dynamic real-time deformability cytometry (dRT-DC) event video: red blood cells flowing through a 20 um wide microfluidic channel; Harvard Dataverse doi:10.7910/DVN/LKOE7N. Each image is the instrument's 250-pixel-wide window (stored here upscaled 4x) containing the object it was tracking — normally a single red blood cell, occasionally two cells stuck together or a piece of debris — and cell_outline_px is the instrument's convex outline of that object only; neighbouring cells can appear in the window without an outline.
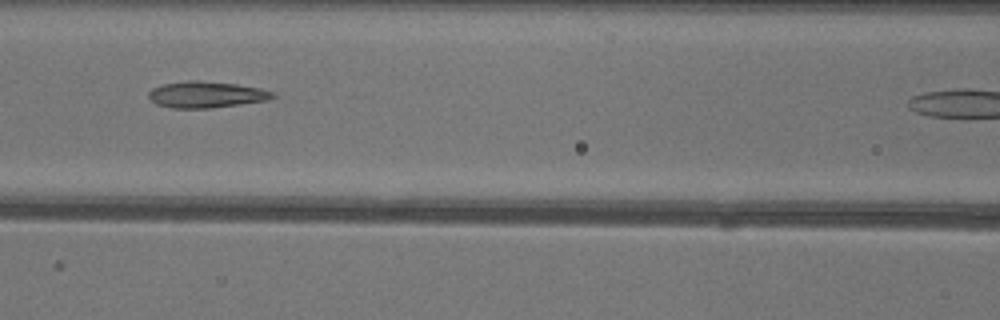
{"species": "common noctule bat (a hibernating species)", "species_latin": "Nyctalus noctula", "temperature_condition": "warm", "stored_images_in_passage": 27, "camera_frame_rate_fps": 3000, "um_per_image_px": 0.085, "animal": {"sex": "female"}, "frame": {"image": 1, "passage_image": 8, "time_ms": 2.333, "image_size_px": [1000, 320], "cell_outline_px": [[276, 96], [268, 100], [208, 108], [172, 108], [156, 104], [148, 96], [148, 92], [152, 88], [164, 84], [236, 84], [260, 88], [272, 92]], "centroid_in_image_um": [17.55, 8.1], "position_along_channel_um": 149.0, "area_um2": 17.69}}
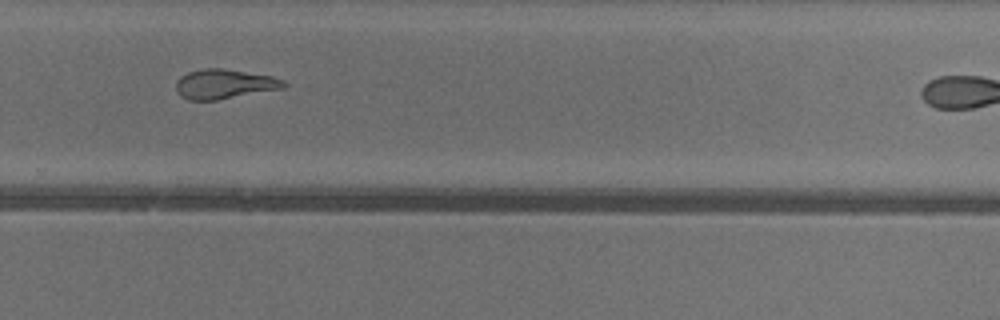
{"frame": {"image": 2, "passage_image": 20, "time_ms": 6.333, "image_size_px": [1000, 320], "cell_outline_px": [[288, 84], [284, 88], [216, 100], [188, 100], [180, 96], [176, 88], [176, 80], [180, 76], [188, 72], [204, 68], [220, 68], [272, 76], [284, 80]], "centroid_in_image_um": [19.06, 7.14], "position_along_channel_um": 310.7, "area_um2": 18.55}}